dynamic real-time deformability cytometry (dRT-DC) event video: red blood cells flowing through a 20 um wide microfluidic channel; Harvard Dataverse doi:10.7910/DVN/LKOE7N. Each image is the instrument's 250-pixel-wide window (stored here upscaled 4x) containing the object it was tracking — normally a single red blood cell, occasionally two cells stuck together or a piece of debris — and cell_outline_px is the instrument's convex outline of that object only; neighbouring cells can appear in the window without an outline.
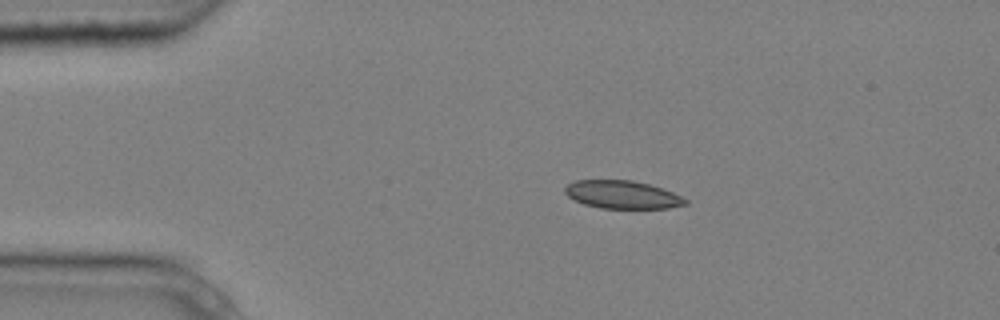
{"species": "common noctule bat (a hibernating species)", "species_latin": "Nyctalus noctula", "temperature_condition": "cold", "stored_images_in_passage": 5, "camera_frame_rate_fps": 3000, "um_per_image_px": 0.085, "animal": {"sex": "male", "body_mass_g": 20.4}, "frame": {"image": 1, "passage_image": 1, "time_ms": 0.0, "image_size_px": [1000, 320], "cell_outline_px": [[688, 204], [668, 208], [600, 208], [584, 204], [568, 196], [564, 192], [564, 188], [568, 184], [576, 180], [632, 180], [648, 184], [672, 192], [688, 200]], "centroid_in_image_um": [52.89, 16.54], "position_along_channel_um": 32.1, "area_um2": 19.48}}
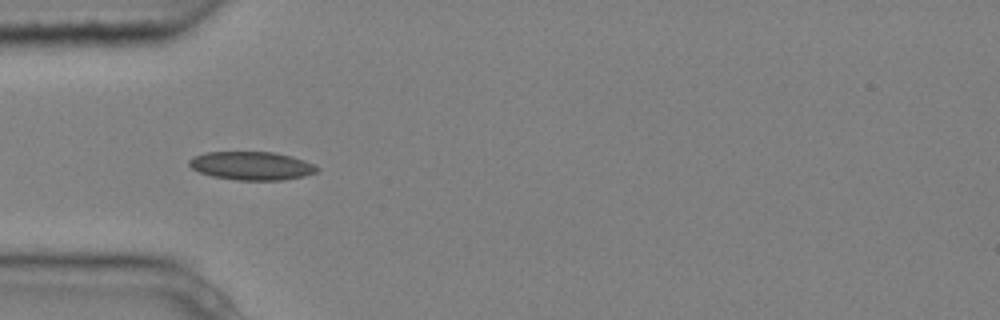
{"frame": {"image": 2, "passage_image": 3, "time_ms": 0.667, "image_size_px": [1000, 320], "cell_outline_px": [[320, 168], [316, 172], [304, 176], [284, 180], [236, 180], [212, 176], [200, 172], [192, 168], [188, 164], [188, 160], [192, 156], [204, 152], [272, 152], [292, 156], [304, 160]], "centroid_in_image_um": [21.36, 14.09], "position_along_channel_um": 63.6, "area_um2": 21.21}}
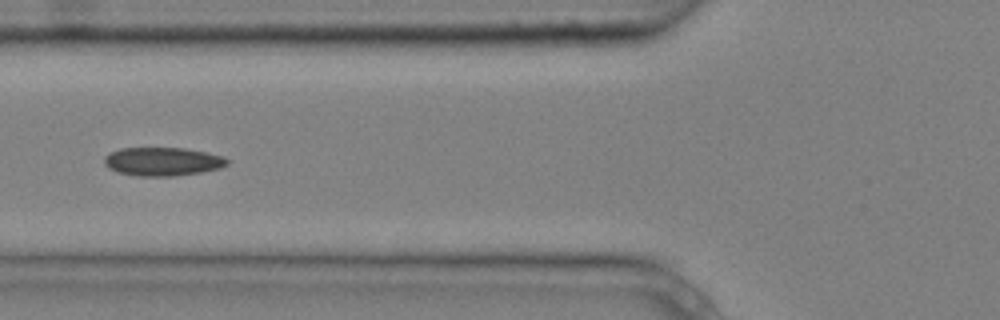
{"frame": {"image": 3, "passage_image": 4, "time_ms": 1.0, "image_size_px": [1000, 320], "cell_outline_px": [[228, 164], [220, 168], [200, 172], [172, 176], [136, 176], [116, 172], [108, 168], [104, 164], [104, 156], [108, 152], [120, 148], [184, 148], [208, 152], [224, 156], [228, 160]], "centroid_in_image_um": [13.79, 13.72], "position_along_channel_um": 112.0, "area_um2": 20.63}}